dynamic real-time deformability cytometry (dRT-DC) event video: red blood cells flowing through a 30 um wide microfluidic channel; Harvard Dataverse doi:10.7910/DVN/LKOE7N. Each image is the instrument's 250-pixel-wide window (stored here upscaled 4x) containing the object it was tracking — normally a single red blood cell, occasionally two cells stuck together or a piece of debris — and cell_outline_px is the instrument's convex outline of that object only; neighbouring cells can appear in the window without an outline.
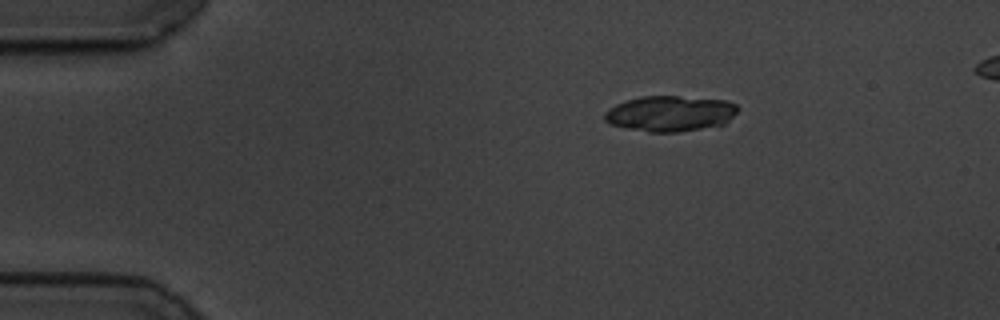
{"species": "common noctule bat (a hibernating species)", "species_latin": "Nyctalus noctula", "temperature_condition": "cold", "stored_images_in_passage": 48, "camera_frame_rate_fps": 3000, "um_per_image_px": 0.085, "animal": {"sex": "male", "body_mass_g": 19.5, "forearm_length_mm": 54.6}, "frame": {"image": 1, "passage_image": 1, "time_ms": 0.0, "image_size_px": [1000, 320], "cell_outline_px": [[740, 108], [724, 124], [680, 132], [648, 132], [624, 128], [608, 124], [604, 120], [604, 112], [616, 104], [640, 96], [676, 96], [724, 100], [736, 104]], "centroid_in_image_um": [56.92, 9.66], "position_along_channel_um": 28.1, "area_um2": 27.69}}